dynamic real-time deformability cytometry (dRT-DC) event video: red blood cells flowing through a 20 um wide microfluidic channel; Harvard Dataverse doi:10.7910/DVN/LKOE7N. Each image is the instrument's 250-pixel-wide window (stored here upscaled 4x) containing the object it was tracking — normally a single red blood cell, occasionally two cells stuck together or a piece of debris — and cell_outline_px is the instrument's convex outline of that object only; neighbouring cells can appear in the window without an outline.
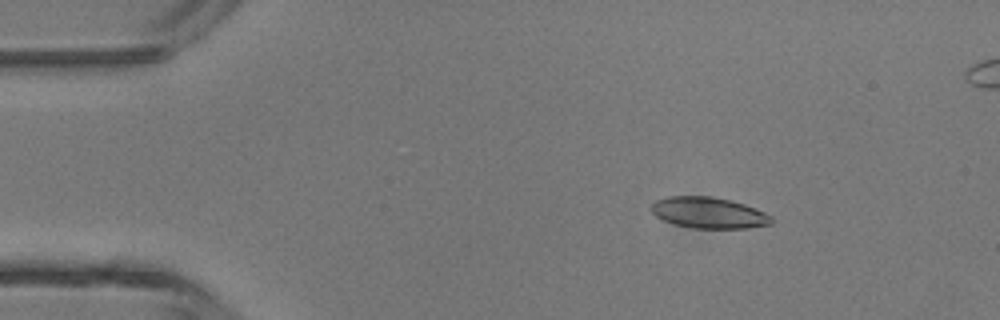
{"species": "common noctule bat (a hibernating species)", "species_latin": "Nyctalus noctula", "temperature_condition": "room temperature", "stored_images_in_passage": 5, "camera_frame_rate_fps": 3000, "um_per_image_px": 0.085, "animal": {"sex": "male", "body_mass_g": 13.3}, "frame": {"image": 1, "passage_image": 2, "time_ms": 0.333, "image_size_px": [1000, 320], "cell_outline_px": [[772, 224], [748, 228], [692, 228], [676, 224], [664, 220], [656, 216], [648, 208], [656, 200], [668, 196], [708, 196], [732, 200], [756, 208], [772, 216]], "centroid_in_image_um": [60.24, 18.08], "position_along_channel_um": 24.8, "area_um2": 21.85}}